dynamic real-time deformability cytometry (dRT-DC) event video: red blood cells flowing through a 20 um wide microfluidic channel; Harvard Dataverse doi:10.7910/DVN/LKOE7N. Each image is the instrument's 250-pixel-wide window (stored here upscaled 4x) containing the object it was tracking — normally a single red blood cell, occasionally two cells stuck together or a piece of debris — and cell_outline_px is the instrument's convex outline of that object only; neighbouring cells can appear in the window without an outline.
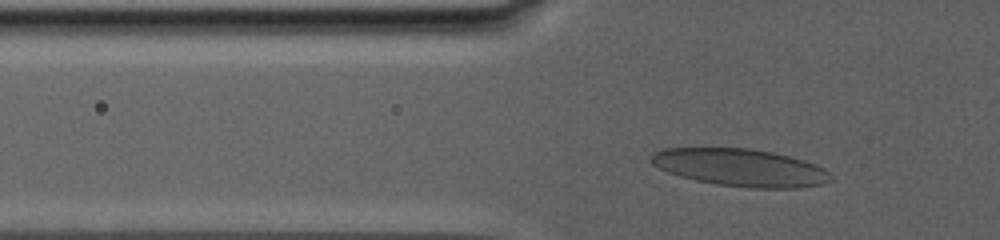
{"species": "human", "species_latin": "Homo sapiens", "temperature_condition": "warm", "stored_images_in_passage": 62, "camera_frame_rate_fps": 3000, "um_per_image_px": 0.085, "donor": {"sex": "male"}, "frame": {"image": 1, "passage_image": 14, "time_ms": 4.333, "image_size_px": [1000, 240], "cell_outline_px": [[832, 180], [820, 184], [796, 188], [748, 188], [716, 184], [696, 180], [680, 176], [668, 172], [652, 164], [648, 160], [648, 156], [652, 152], [664, 148], [752, 148], [772, 152], [804, 160], [816, 164], [824, 168], [832, 176]], "centroid_in_image_um": [62.9, 14.23], "position_along_channel_um": 62.9, "area_um2": 39.42}}
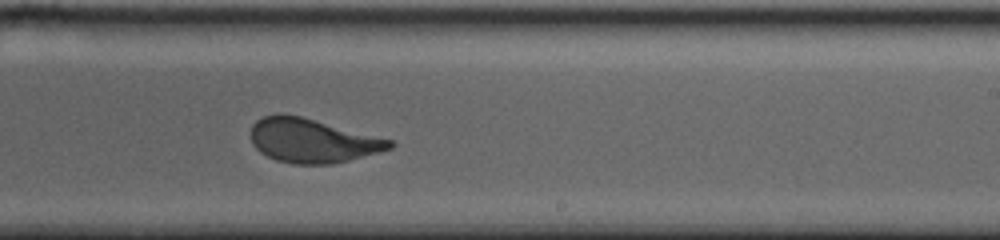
{"frame": {"image": 2, "passage_image": 39, "time_ms": 13.0, "image_size_px": [1000, 240], "cell_outline_px": [[396, 144], [392, 148], [380, 152], [332, 164], [292, 164], [276, 160], [260, 152], [252, 144], [252, 124], [256, 120], [264, 116], [300, 116], [392, 140]], "centroid_in_image_um": [26.57, 11.98], "position_along_channel_um": 262.4, "area_um2": 35.03}}
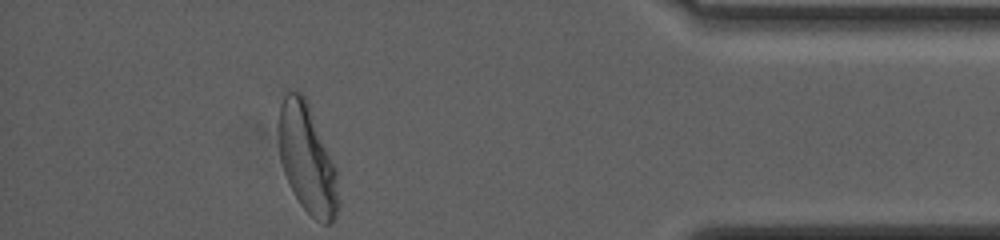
{"frame": {"image": 3, "passage_image": 62, "time_ms": 20.333, "image_size_px": [1000, 240], "cell_outline_px": [[340, 204], [336, 216], [332, 224], [324, 224], [316, 220], [300, 204], [284, 172], [280, 160], [280, 104], [284, 96], [288, 92], [300, 92], [304, 96], [308, 104], [336, 168]], "centroid_in_image_um": [26.15, 13.58], "position_along_channel_um": 409.0, "area_um2": 37.17}, "authors_computed_cell_mechanics": {"area_um2": 37.1076, "velocity_mm_per_s": 2.4537, "shape_relaxation_time_tau1_ms": 8.2205, "shape_relaxation_time_tau2_ms": null, "deformation_change_tau1": 0.2037, "deformation_change_tau2": null}}